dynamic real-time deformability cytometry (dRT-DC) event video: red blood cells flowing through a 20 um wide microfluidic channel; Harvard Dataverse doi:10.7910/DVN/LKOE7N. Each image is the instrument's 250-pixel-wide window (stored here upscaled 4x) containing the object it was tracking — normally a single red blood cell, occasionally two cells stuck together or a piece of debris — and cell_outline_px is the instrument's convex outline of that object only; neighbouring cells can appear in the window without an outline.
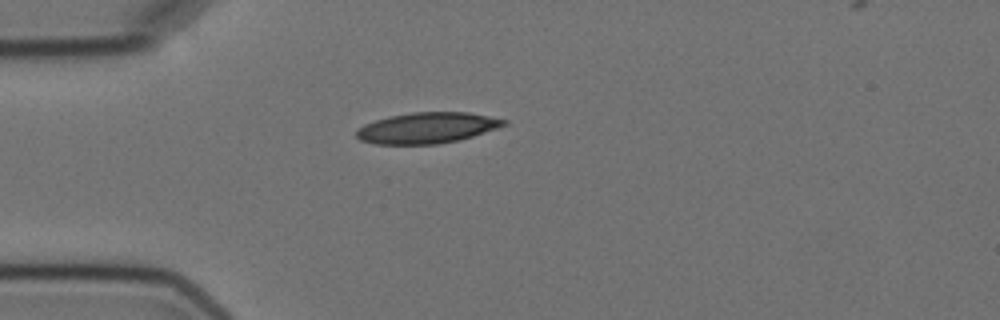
{"species": "Egyptian fruit bat (a non-hibernating species)", "species_latin": "Rousettus aegyptiacus", "temperature_condition": "cold", "stored_images_in_passage": 2, "camera_frame_rate_fps": 3000, "um_per_image_px": 0.085, "animal": {"sex": "female"}, "frame": {"image": 1, "passage_image": 1, "time_ms": 0.0, "image_size_px": [1000, 320], "cell_outline_px": [[508, 124], [472, 136], [456, 140], [436, 144], [376, 144], [360, 140], [356, 136], [356, 132], [364, 124], [388, 116], [412, 112], [468, 112], [508, 120]], "centroid_in_image_um": [36.29, 10.86], "position_along_channel_um": 48.7, "area_um2": 26.3}}